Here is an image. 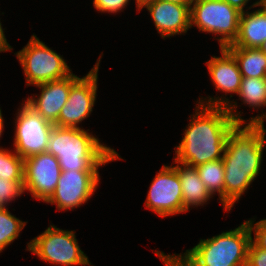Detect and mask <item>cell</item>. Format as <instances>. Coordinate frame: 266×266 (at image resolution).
I'll list each match as a JSON object with an SVG mask.
<instances>
[{
	"mask_svg": "<svg viewBox=\"0 0 266 266\" xmlns=\"http://www.w3.org/2000/svg\"><path fill=\"white\" fill-rule=\"evenodd\" d=\"M208 98V102L201 99L198 102L184 137L175 147L173 160L197 167L222 159L229 132L236 124L246 123L235 109L236 102L232 105L233 102L229 103L227 98Z\"/></svg>",
	"mask_w": 266,
	"mask_h": 266,
	"instance_id": "1",
	"label": "cell"
},
{
	"mask_svg": "<svg viewBox=\"0 0 266 266\" xmlns=\"http://www.w3.org/2000/svg\"><path fill=\"white\" fill-rule=\"evenodd\" d=\"M265 133L264 124L248 123L236 124L229 132L222 158L226 211L232 209L235 202L260 174L266 143Z\"/></svg>",
	"mask_w": 266,
	"mask_h": 266,
	"instance_id": "2",
	"label": "cell"
},
{
	"mask_svg": "<svg viewBox=\"0 0 266 266\" xmlns=\"http://www.w3.org/2000/svg\"><path fill=\"white\" fill-rule=\"evenodd\" d=\"M47 152L59 161L61 171H99L102 165L122 160L110 147L86 130L55 126L48 138Z\"/></svg>",
	"mask_w": 266,
	"mask_h": 266,
	"instance_id": "3",
	"label": "cell"
},
{
	"mask_svg": "<svg viewBox=\"0 0 266 266\" xmlns=\"http://www.w3.org/2000/svg\"><path fill=\"white\" fill-rule=\"evenodd\" d=\"M251 240L252 232L245 221L234 230L201 239L183 256L163 254L174 266H246Z\"/></svg>",
	"mask_w": 266,
	"mask_h": 266,
	"instance_id": "4",
	"label": "cell"
},
{
	"mask_svg": "<svg viewBox=\"0 0 266 266\" xmlns=\"http://www.w3.org/2000/svg\"><path fill=\"white\" fill-rule=\"evenodd\" d=\"M241 12L224 0H196L190 9L191 27L199 31L219 34V46L232 45L238 36Z\"/></svg>",
	"mask_w": 266,
	"mask_h": 266,
	"instance_id": "5",
	"label": "cell"
},
{
	"mask_svg": "<svg viewBox=\"0 0 266 266\" xmlns=\"http://www.w3.org/2000/svg\"><path fill=\"white\" fill-rule=\"evenodd\" d=\"M15 55L24 70L28 86L60 80L72 74L63 57L36 35H32L28 44Z\"/></svg>",
	"mask_w": 266,
	"mask_h": 266,
	"instance_id": "6",
	"label": "cell"
},
{
	"mask_svg": "<svg viewBox=\"0 0 266 266\" xmlns=\"http://www.w3.org/2000/svg\"><path fill=\"white\" fill-rule=\"evenodd\" d=\"M75 233L50 225L28 243V250L42 261L60 266L91 265L80 249Z\"/></svg>",
	"mask_w": 266,
	"mask_h": 266,
	"instance_id": "7",
	"label": "cell"
},
{
	"mask_svg": "<svg viewBox=\"0 0 266 266\" xmlns=\"http://www.w3.org/2000/svg\"><path fill=\"white\" fill-rule=\"evenodd\" d=\"M17 113L14 151L23 159L47 152L48 138L54 124L45 120L26 102Z\"/></svg>",
	"mask_w": 266,
	"mask_h": 266,
	"instance_id": "8",
	"label": "cell"
},
{
	"mask_svg": "<svg viewBox=\"0 0 266 266\" xmlns=\"http://www.w3.org/2000/svg\"><path fill=\"white\" fill-rule=\"evenodd\" d=\"M100 59L101 56L91 71L71 86L69 97L61 108L55 126L79 128V123L89 117L96 101Z\"/></svg>",
	"mask_w": 266,
	"mask_h": 266,
	"instance_id": "9",
	"label": "cell"
},
{
	"mask_svg": "<svg viewBox=\"0 0 266 266\" xmlns=\"http://www.w3.org/2000/svg\"><path fill=\"white\" fill-rule=\"evenodd\" d=\"M145 206L163 218L186 212L183 208L181 181L175 165H163L156 174L150 185Z\"/></svg>",
	"mask_w": 266,
	"mask_h": 266,
	"instance_id": "10",
	"label": "cell"
},
{
	"mask_svg": "<svg viewBox=\"0 0 266 266\" xmlns=\"http://www.w3.org/2000/svg\"><path fill=\"white\" fill-rule=\"evenodd\" d=\"M99 171H61L58 185L46 203L58 210H72L87 202L100 182Z\"/></svg>",
	"mask_w": 266,
	"mask_h": 266,
	"instance_id": "11",
	"label": "cell"
},
{
	"mask_svg": "<svg viewBox=\"0 0 266 266\" xmlns=\"http://www.w3.org/2000/svg\"><path fill=\"white\" fill-rule=\"evenodd\" d=\"M61 174L58 159L49 152L24 159V191L32 197L47 202L53 195Z\"/></svg>",
	"mask_w": 266,
	"mask_h": 266,
	"instance_id": "12",
	"label": "cell"
},
{
	"mask_svg": "<svg viewBox=\"0 0 266 266\" xmlns=\"http://www.w3.org/2000/svg\"><path fill=\"white\" fill-rule=\"evenodd\" d=\"M80 77L73 73L66 78L35 85L41 89L40 96L28 97L26 102L37 111L45 120L55 124L61 108L67 102L71 86Z\"/></svg>",
	"mask_w": 266,
	"mask_h": 266,
	"instance_id": "13",
	"label": "cell"
},
{
	"mask_svg": "<svg viewBox=\"0 0 266 266\" xmlns=\"http://www.w3.org/2000/svg\"><path fill=\"white\" fill-rule=\"evenodd\" d=\"M149 11L161 37L182 34L191 28L190 8L184 5L154 0L144 6Z\"/></svg>",
	"mask_w": 266,
	"mask_h": 266,
	"instance_id": "14",
	"label": "cell"
},
{
	"mask_svg": "<svg viewBox=\"0 0 266 266\" xmlns=\"http://www.w3.org/2000/svg\"><path fill=\"white\" fill-rule=\"evenodd\" d=\"M220 51L222 56H213L206 62L212 82L217 90L238 94L242 79L238 63L226 48Z\"/></svg>",
	"mask_w": 266,
	"mask_h": 266,
	"instance_id": "15",
	"label": "cell"
},
{
	"mask_svg": "<svg viewBox=\"0 0 266 266\" xmlns=\"http://www.w3.org/2000/svg\"><path fill=\"white\" fill-rule=\"evenodd\" d=\"M266 40V14L262 9L243 12L239 19L238 36L227 47L259 48Z\"/></svg>",
	"mask_w": 266,
	"mask_h": 266,
	"instance_id": "16",
	"label": "cell"
},
{
	"mask_svg": "<svg viewBox=\"0 0 266 266\" xmlns=\"http://www.w3.org/2000/svg\"><path fill=\"white\" fill-rule=\"evenodd\" d=\"M181 181L183 208L187 212L190 206H202L212 197L195 167L174 160ZM182 166V167H181Z\"/></svg>",
	"mask_w": 266,
	"mask_h": 266,
	"instance_id": "17",
	"label": "cell"
},
{
	"mask_svg": "<svg viewBox=\"0 0 266 266\" xmlns=\"http://www.w3.org/2000/svg\"><path fill=\"white\" fill-rule=\"evenodd\" d=\"M226 49L235 57L242 77H266V54L259 48L226 47Z\"/></svg>",
	"mask_w": 266,
	"mask_h": 266,
	"instance_id": "18",
	"label": "cell"
},
{
	"mask_svg": "<svg viewBox=\"0 0 266 266\" xmlns=\"http://www.w3.org/2000/svg\"><path fill=\"white\" fill-rule=\"evenodd\" d=\"M208 192H218L224 209V163L222 159L206 162L195 167Z\"/></svg>",
	"mask_w": 266,
	"mask_h": 266,
	"instance_id": "19",
	"label": "cell"
},
{
	"mask_svg": "<svg viewBox=\"0 0 266 266\" xmlns=\"http://www.w3.org/2000/svg\"><path fill=\"white\" fill-rule=\"evenodd\" d=\"M240 100L249 107L258 108L266 106V79L242 77L238 92Z\"/></svg>",
	"mask_w": 266,
	"mask_h": 266,
	"instance_id": "20",
	"label": "cell"
},
{
	"mask_svg": "<svg viewBox=\"0 0 266 266\" xmlns=\"http://www.w3.org/2000/svg\"><path fill=\"white\" fill-rule=\"evenodd\" d=\"M26 223L12 215L6 207H0V253L19 237Z\"/></svg>",
	"mask_w": 266,
	"mask_h": 266,
	"instance_id": "21",
	"label": "cell"
},
{
	"mask_svg": "<svg viewBox=\"0 0 266 266\" xmlns=\"http://www.w3.org/2000/svg\"><path fill=\"white\" fill-rule=\"evenodd\" d=\"M13 152L0 147V179L24 181V159Z\"/></svg>",
	"mask_w": 266,
	"mask_h": 266,
	"instance_id": "22",
	"label": "cell"
},
{
	"mask_svg": "<svg viewBox=\"0 0 266 266\" xmlns=\"http://www.w3.org/2000/svg\"><path fill=\"white\" fill-rule=\"evenodd\" d=\"M23 182L0 179V207H7L5 205L25 192Z\"/></svg>",
	"mask_w": 266,
	"mask_h": 266,
	"instance_id": "23",
	"label": "cell"
},
{
	"mask_svg": "<svg viewBox=\"0 0 266 266\" xmlns=\"http://www.w3.org/2000/svg\"><path fill=\"white\" fill-rule=\"evenodd\" d=\"M247 224L249 225L250 231H254L255 236L254 240L252 237V242L259 247L260 249L266 250V219H262L255 224L254 220H247Z\"/></svg>",
	"mask_w": 266,
	"mask_h": 266,
	"instance_id": "24",
	"label": "cell"
},
{
	"mask_svg": "<svg viewBox=\"0 0 266 266\" xmlns=\"http://www.w3.org/2000/svg\"><path fill=\"white\" fill-rule=\"evenodd\" d=\"M246 266H266V250L260 249L252 241L247 251Z\"/></svg>",
	"mask_w": 266,
	"mask_h": 266,
	"instance_id": "25",
	"label": "cell"
},
{
	"mask_svg": "<svg viewBox=\"0 0 266 266\" xmlns=\"http://www.w3.org/2000/svg\"><path fill=\"white\" fill-rule=\"evenodd\" d=\"M129 0H93L95 9L100 12L117 13L127 6Z\"/></svg>",
	"mask_w": 266,
	"mask_h": 266,
	"instance_id": "26",
	"label": "cell"
},
{
	"mask_svg": "<svg viewBox=\"0 0 266 266\" xmlns=\"http://www.w3.org/2000/svg\"><path fill=\"white\" fill-rule=\"evenodd\" d=\"M226 1L231 7H234L241 13L245 12L244 8L249 2V0H224Z\"/></svg>",
	"mask_w": 266,
	"mask_h": 266,
	"instance_id": "27",
	"label": "cell"
},
{
	"mask_svg": "<svg viewBox=\"0 0 266 266\" xmlns=\"http://www.w3.org/2000/svg\"><path fill=\"white\" fill-rule=\"evenodd\" d=\"M3 30L4 29H2V24L0 22V52H5V51H8V50H12V47L7 42V39L5 38Z\"/></svg>",
	"mask_w": 266,
	"mask_h": 266,
	"instance_id": "28",
	"label": "cell"
},
{
	"mask_svg": "<svg viewBox=\"0 0 266 266\" xmlns=\"http://www.w3.org/2000/svg\"><path fill=\"white\" fill-rule=\"evenodd\" d=\"M159 1H167V2H172V3H176V4H180V5H184L187 6L191 9L192 4L196 1V0H159Z\"/></svg>",
	"mask_w": 266,
	"mask_h": 266,
	"instance_id": "29",
	"label": "cell"
},
{
	"mask_svg": "<svg viewBox=\"0 0 266 266\" xmlns=\"http://www.w3.org/2000/svg\"><path fill=\"white\" fill-rule=\"evenodd\" d=\"M264 119H266V113L250 118L248 124H264Z\"/></svg>",
	"mask_w": 266,
	"mask_h": 266,
	"instance_id": "30",
	"label": "cell"
},
{
	"mask_svg": "<svg viewBox=\"0 0 266 266\" xmlns=\"http://www.w3.org/2000/svg\"><path fill=\"white\" fill-rule=\"evenodd\" d=\"M156 255L159 256V258L163 261V263L165 264V266H174L163 254V252L161 251H155Z\"/></svg>",
	"mask_w": 266,
	"mask_h": 266,
	"instance_id": "31",
	"label": "cell"
},
{
	"mask_svg": "<svg viewBox=\"0 0 266 266\" xmlns=\"http://www.w3.org/2000/svg\"><path fill=\"white\" fill-rule=\"evenodd\" d=\"M154 0H136V5H137V9L138 11L142 8H144V6L146 4H148L149 2H152Z\"/></svg>",
	"mask_w": 266,
	"mask_h": 266,
	"instance_id": "32",
	"label": "cell"
},
{
	"mask_svg": "<svg viewBox=\"0 0 266 266\" xmlns=\"http://www.w3.org/2000/svg\"><path fill=\"white\" fill-rule=\"evenodd\" d=\"M3 129H4V123H3V117H2V113H1V109H0V137L3 133Z\"/></svg>",
	"mask_w": 266,
	"mask_h": 266,
	"instance_id": "33",
	"label": "cell"
},
{
	"mask_svg": "<svg viewBox=\"0 0 266 266\" xmlns=\"http://www.w3.org/2000/svg\"><path fill=\"white\" fill-rule=\"evenodd\" d=\"M259 49L266 54V40L263 42V44L259 47Z\"/></svg>",
	"mask_w": 266,
	"mask_h": 266,
	"instance_id": "34",
	"label": "cell"
},
{
	"mask_svg": "<svg viewBox=\"0 0 266 266\" xmlns=\"http://www.w3.org/2000/svg\"><path fill=\"white\" fill-rule=\"evenodd\" d=\"M264 1H266V0H258V1H256L255 3H253V4L249 7V9L252 8V7H257L260 3L264 2Z\"/></svg>",
	"mask_w": 266,
	"mask_h": 266,
	"instance_id": "35",
	"label": "cell"
},
{
	"mask_svg": "<svg viewBox=\"0 0 266 266\" xmlns=\"http://www.w3.org/2000/svg\"><path fill=\"white\" fill-rule=\"evenodd\" d=\"M258 6H261V9H262L263 12L266 14V1L260 3Z\"/></svg>",
	"mask_w": 266,
	"mask_h": 266,
	"instance_id": "36",
	"label": "cell"
}]
</instances>
